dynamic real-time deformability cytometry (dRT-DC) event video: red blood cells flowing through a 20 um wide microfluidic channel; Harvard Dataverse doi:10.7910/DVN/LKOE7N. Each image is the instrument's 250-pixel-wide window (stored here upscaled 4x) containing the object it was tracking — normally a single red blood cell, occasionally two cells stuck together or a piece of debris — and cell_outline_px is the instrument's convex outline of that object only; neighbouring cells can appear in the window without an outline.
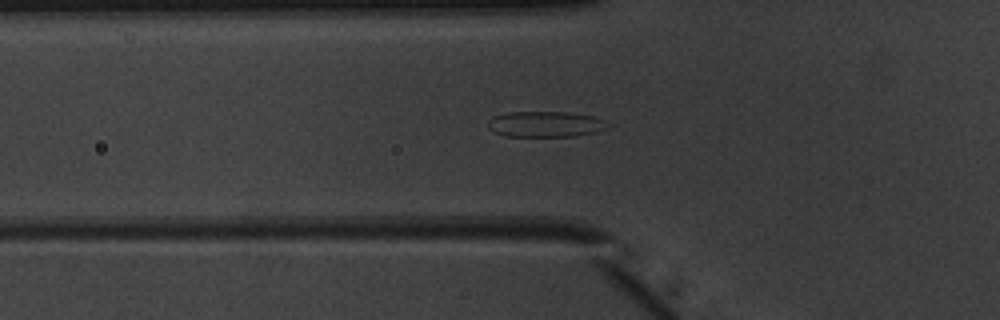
{"species": "common noctule bat (a hibernating species)", "species_latin": "Nyctalus noctula", "temperature_condition": "warm", "stored_images_in_passage": 49, "segment_of_instrument_passage": [1, 2], "camera_frame_rate_fps": 3000, "um_per_image_px": 0.085, "animal": {"sex": "male", "body_mass_g": 20.1, "forearm_length_mm": 53.5}, "frame": {"image": 1, "passage_image": 18, "time_ms": 5.667, "image_size_px": [1000, 320], "cell_outline_px": [[608, 128], [596, 132], [576, 136], [504, 136], [488, 128], [488, 120], [496, 116], [508, 112], [568, 112], [592, 116], [604, 120]], "centroid_in_image_um": [46.36, 10.56], "position_along_channel_um": 79.4, "area_um2": 17.8}}
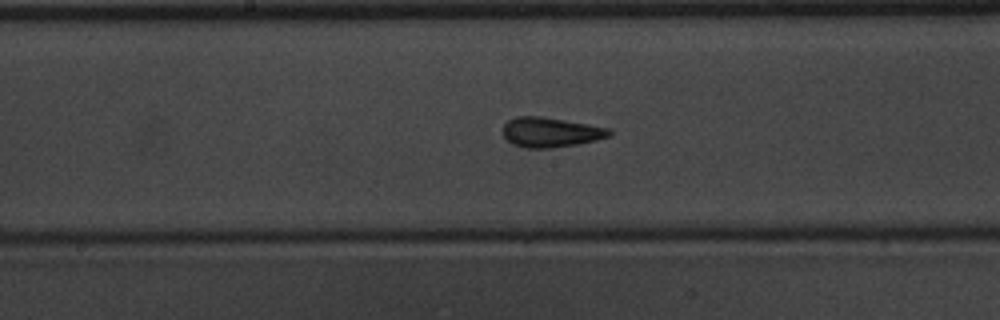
{"frame": {"image": 2, "passage_image": 27, "time_ms": 8.667, "image_size_px": [1000, 320], "cell_outline_px": [[612, 132], [608, 136], [596, 140], [576, 144], [552, 148], [524, 148], [512, 144], [504, 136], [504, 124], [508, 120], [516, 116], [540, 116], [588, 124], [608, 128]], "centroid_in_image_um": [46.77, 11.24], "position_along_channel_um": 201.4, "area_um2": 18.32}}
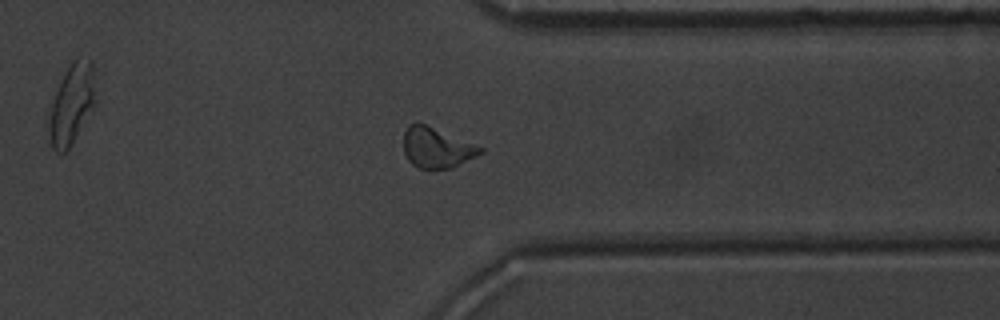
{"frame": {"image": 3, "passage_image": 40, "time_ms": 13.0, "image_size_px": [1000, 320], "cell_outline_px": [[484, 152], [452, 168], [420, 168], [412, 164], [408, 160], [404, 152], [404, 132], [408, 124], [424, 124], [484, 148]], "centroid_in_image_um": [37.11, 12.57], "position_along_channel_um": 374.3, "area_um2": 17.63}}